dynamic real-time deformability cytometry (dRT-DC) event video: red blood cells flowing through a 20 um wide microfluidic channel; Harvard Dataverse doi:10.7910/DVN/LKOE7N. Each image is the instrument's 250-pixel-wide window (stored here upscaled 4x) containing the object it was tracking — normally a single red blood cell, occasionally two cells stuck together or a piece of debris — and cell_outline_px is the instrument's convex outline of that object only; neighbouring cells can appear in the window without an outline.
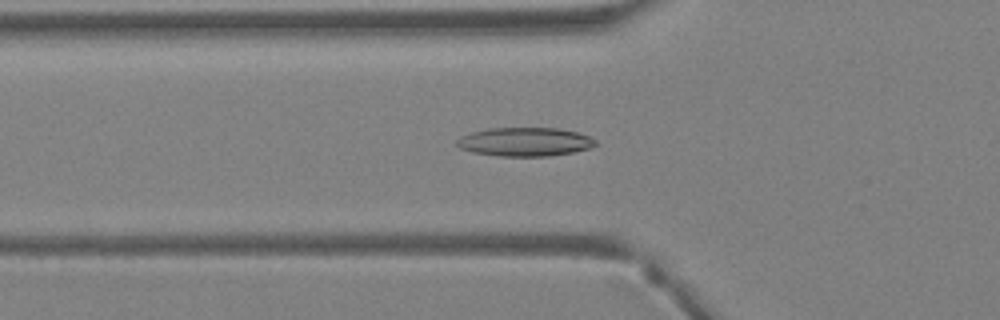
{"species": "Egyptian fruit bat (a non-hibernating species)", "species_latin": "Rousettus aegyptiacus", "temperature_condition": "warm", "stored_images_in_passage": 41, "camera_frame_rate_fps": 3000, "um_per_image_px": 0.085, "animal": {"sex": "female"}, "frame": {"image": 1, "passage_image": 15, "time_ms": 4.667, "image_size_px": [1000, 320], "cell_outline_px": [[596, 144], [592, 148], [572, 152], [548, 156], [500, 156], [472, 152], [460, 148], [456, 144], [456, 140], [460, 136], [472, 132], [488, 128], [560, 128], [576, 132], [588, 136], [596, 140]], "centroid_in_image_um": [44.61, 12.05], "position_along_channel_um": 81.2, "area_um2": 23.24}}
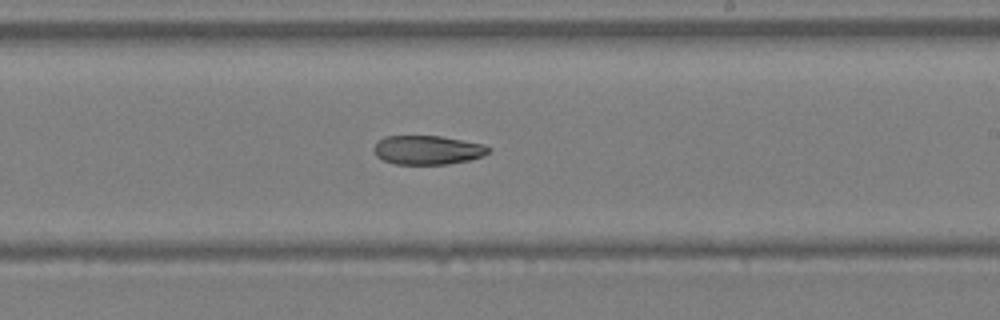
{"frame": {"image": 2, "passage_image": 25, "time_ms": 8.0, "image_size_px": [1000, 320], "cell_outline_px": [[492, 148], [484, 156], [468, 160], [448, 164], [396, 164], [384, 160], [376, 156], [372, 148], [384, 136], [440, 136], [484, 144]], "centroid_in_image_um": [36.35, 12.75], "position_along_channel_um": 252.6, "area_um2": 19.36}}
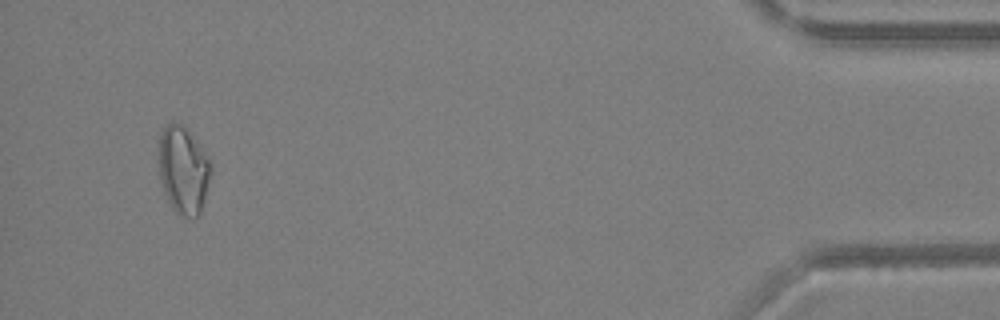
{"frame": {"image": 3, "passage_image": 39, "time_ms": 12.667, "image_size_px": [1000, 320], "cell_outline_px": [[212, 168], [200, 216], [180, 216], [172, 208], [164, 192], [160, 180], [160, 132], [172, 120], [184, 124], [208, 160]], "centroid_in_image_um": [15.57, 14.45], "position_along_channel_um": 419.6, "area_um2": 26.18}}